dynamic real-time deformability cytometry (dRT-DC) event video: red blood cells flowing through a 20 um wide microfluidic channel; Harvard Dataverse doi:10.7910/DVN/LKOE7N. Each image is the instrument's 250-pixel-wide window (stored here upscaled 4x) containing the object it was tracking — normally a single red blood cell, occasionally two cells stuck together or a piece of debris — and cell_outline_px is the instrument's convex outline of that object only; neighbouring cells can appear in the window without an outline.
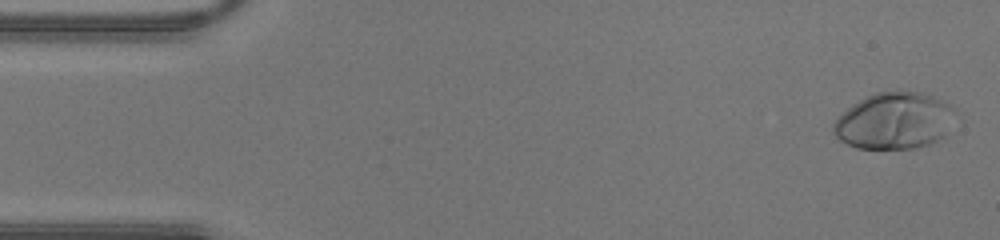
{"species": "human", "species_latin": "Homo sapiens", "temperature_condition": "warm", "stored_images_in_passage": 42, "camera_frame_rate_fps": 3000, "um_per_image_px": 0.085, "donor": {"sex": "male"}, "frame": {"image": 1, "passage_image": 1, "time_ms": 0.0, "image_size_px": [1000, 240], "cell_outline_px": [[956, 108], [944, 136], [928, 144], [912, 148], [856, 148], [840, 140], [832, 132], [832, 124], [848, 108], [860, 100], [876, 92], [896, 88], [920, 92], [932, 96]], "centroid_in_image_um": [75.99, 10.23], "position_along_channel_um": 9.0, "area_um2": 40.06}}
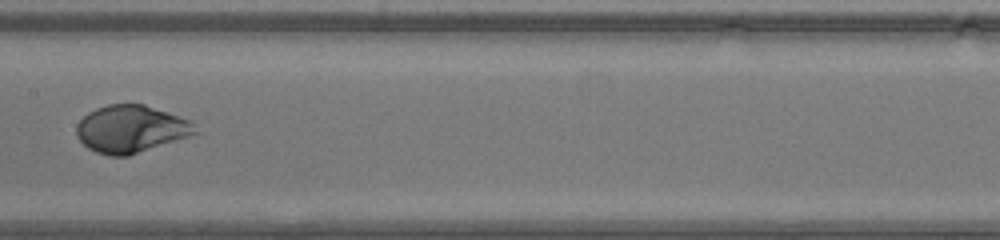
{"frame": {"image": 2, "passage_image": 21, "time_ms": 6.667, "image_size_px": [1000, 240], "cell_outline_px": [[200, 132], [128, 156], [108, 156], [96, 152], [88, 148], [76, 136], [76, 124], [88, 112], [96, 108], [108, 104], [144, 104], [192, 120]], "centroid_in_image_um": [11.13, 10.96], "position_along_channel_um": 196.3, "area_um2": 32.83}}
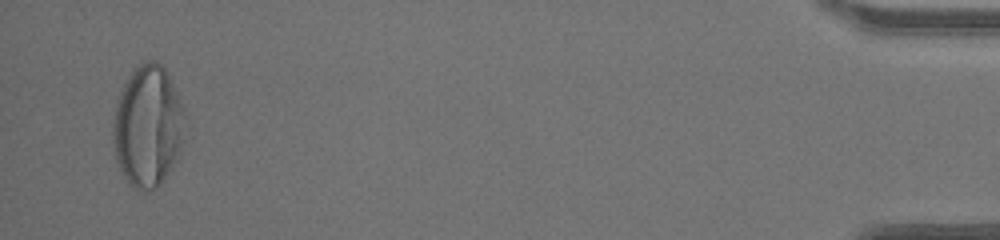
{"frame": {"image": 3, "passage_image": 41, "time_ms": 13.333, "image_size_px": [1000, 240], "cell_outline_px": [[184, 116], [180, 156], [160, 184], [148, 192], [140, 192], [128, 184], [116, 160], [112, 140], [112, 120], [116, 104], [124, 80], [144, 60], [156, 60], [164, 68], [184, 108]], "centroid_in_image_um": [12.53, 10.76], "position_along_channel_um": 422.7, "area_um2": 51.15}}